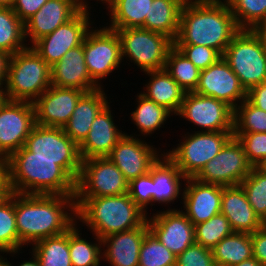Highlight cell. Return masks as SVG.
<instances>
[{"mask_svg":"<svg viewBox=\"0 0 266 266\" xmlns=\"http://www.w3.org/2000/svg\"><path fill=\"white\" fill-rule=\"evenodd\" d=\"M65 206L73 213L64 211ZM70 214L77 217L75 195L15 193L16 227L21 246L67 232L76 224Z\"/></svg>","mask_w":266,"mask_h":266,"instance_id":"6da1fadb","label":"cell"},{"mask_svg":"<svg viewBox=\"0 0 266 266\" xmlns=\"http://www.w3.org/2000/svg\"><path fill=\"white\" fill-rule=\"evenodd\" d=\"M239 31L227 2L186 0L174 44L203 45L215 49L222 56Z\"/></svg>","mask_w":266,"mask_h":266,"instance_id":"7a4b0ae2","label":"cell"},{"mask_svg":"<svg viewBox=\"0 0 266 266\" xmlns=\"http://www.w3.org/2000/svg\"><path fill=\"white\" fill-rule=\"evenodd\" d=\"M5 162L10 192L75 195L76 181L54 159L36 158L23 146Z\"/></svg>","mask_w":266,"mask_h":266,"instance_id":"3957f363","label":"cell"},{"mask_svg":"<svg viewBox=\"0 0 266 266\" xmlns=\"http://www.w3.org/2000/svg\"><path fill=\"white\" fill-rule=\"evenodd\" d=\"M76 216L103 239L109 235L140 227L146 213L131 199L121 194L105 197H75Z\"/></svg>","mask_w":266,"mask_h":266,"instance_id":"277c9868","label":"cell"},{"mask_svg":"<svg viewBox=\"0 0 266 266\" xmlns=\"http://www.w3.org/2000/svg\"><path fill=\"white\" fill-rule=\"evenodd\" d=\"M51 86V67L32 47L12 55L5 89L6 100L34 102Z\"/></svg>","mask_w":266,"mask_h":266,"instance_id":"5b68a950","label":"cell"},{"mask_svg":"<svg viewBox=\"0 0 266 266\" xmlns=\"http://www.w3.org/2000/svg\"><path fill=\"white\" fill-rule=\"evenodd\" d=\"M247 92L266 82V51L250 30H240L222 54Z\"/></svg>","mask_w":266,"mask_h":266,"instance_id":"8992f818","label":"cell"},{"mask_svg":"<svg viewBox=\"0 0 266 266\" xmlns=\"http://www.w3.org/2000/svg\"><path fill=\"white\" fill-rule=\"evenodd\" d=\"M24 147L36 158L54 159L75 181L81 170L79 146L60 127L35 124Z\"/></svg>","mask_w":266,"mask_h":266,"instance_id":"52a82bcc","label":"cell"},{"mask_svg":"<svg viewBox=\"0 0 266 266\" xmlns=\"http://www.w3.org/2000/svg\"><path fill=\"white\" fill-rule=\"evenodd\" d=\"M113 30L121 41L122 59L128 55L145 72L164 69L168 51L174 45L170 38L141 27Z\"/></svg>","mask_w":266,"mask_h":266,"instance_id":"ba28073f","label":"cell"},{"mask_svg":"<svg viewBox=\"0 0 266 266\" xmlns=\"http://www.w3.org/2000/svg\"><path fill=\"white\" fill-rule=\"evenodd\" d=\"M189 136V137H188ZM185 137L178 147L166 155L176 164L186 178H194L202 168L215 158L233 132L198 131Z\"/></svg>","mask_w":266,"mask_h":266,"instance_id":"9c48e42d","label":"cell"},{"mask_svg":"<svg viewBox=\"0 0 266 266\" xmlns=\"http://www.w3.org/2000/svg\"><path fill=\"white\" fill-rule=\"evenodd\" d=\"M129 182L107 157L81 161L75 197H105L128 193Z\"/></svg>","mask_w":266,"mask_h":266,"instance_id":"30bf717a","label":"cell"},{"mask_svg":"<svg viewBox=\"0 0 266 266\" xmlns=\"http://www.w3.org/2000/svg\"><path fill=\"white\" fill-rule=\"evenodd\" d=\"M35 124L32 102L5 100L0 105V159L21 149Z\"/></svg>","mask_w":266,"mask_h":266,"instance_id":"8fae6325","label":"cell"},{"mask_svg":"<svg viewBox=\"0 0 266 266\" xmlns=\"http://www.w3.org/2000/svg\"><path fill=\"white\" fill-rule=\"evenodd\" d=\"M252 167L247 161L242 144L232 137L194 178L207 184L235 186L240 185L249 175Z\"/></svg>","mask_w":266,"mask_h":266,"instance_id":"7c38bea8","label":"cell"},{"mask_svg":"<svg viewBox=\"0 0 266 266\" xmlns=\"http://www.w3.org/2000/svg\"><path fill=\"white\" fill-rule=\"evenodd\" d=\"M82 44L88 73L99 85L98 80L118 68L122 60L120 38L116 30L104 27L88 31Z\"/></svg>","mask_w":266,"mask_h":266,"instance_id":"4fadbf2b","label":"cell"},{"mask_svg":"<svg viewBox=\"0 0 266 266\" xmlns=\"http://www.w3.org/2000/svg\"><path fill=\"white\" fill-rule=\"evenodd\" d=\"M85 5L71 20L59 26L52 33L35 41L32 48L51 67L63 55L82 45L89 27V12Z\"/></svg>","mask_w":266,"mask_h":266,"instance_id":"5bb4252c","label":"cell"},{"mask_svg":"<svg viewBox=\"0 0 266 266\" xmlns=\"http://www.w3.org/2000/svg\"><path fill=\"white\" fill-rule=\"evenodd\" d=\"M177 115L206 128L205 132H233L234 110L213 97L187 92Z\"/></svg>","mask_w":266,"mask_h":266,"instance_id":"9a60e30c","label":"cell"},{"mask_svg":"<svg viewBox=\"0 0 266 266\" xmlns=\"http://www.w3.org/2000/svg\"><path fill=\"white\" fill-rule=\"evenodd\" d=\"M84 93L77 88L51 85L33 102L36 124L63 128Z\"/></svg>","mask_w":266,"mask_h":266,"instance_id":"2e32d148","label":"cell"},{"mask_svg":"<svg viewBox=\"0 0 266 266\" xmlns=\"http://www.w3.org/2000/svg\"><path fill=\"white\" fill-rule=\"evenodd\" d=\"M194 93L223 101L233 110L238 105L237 100L244 101L246 99L245 89L223 57L200 72L199 82Z\"/></svg>","mask_w":266,"mask_h":266,"instance_id":"e0dca14e","label":"cell"},{"mask_svg":"<svg viewBox=\"0 0 266 266\" xmlns=\"http://www.w3.org/2000/svg\"><path fill=\"white\" fill-rule=\"evenodd\" d=\"M149 231L174 255L195 243V226L185 212L167 210L147 219Z\"/></svg>","mask_w":266,"mask_h":266,"instance_id":"ac0fdd59","label":"cell"},{"mask_svg":"<svg viewBox=\"0 0 266 266\" xmlns=\"http://www.w3.org/2000/svg\"><path fill=\"white\" fill-rule=\"evenodd\" d=\"M152 146L134 136L124 135L107 156L130 182L150 172L152 165L159 159Z\"/></svg>","mask_w":266,"mask_h":266,"instance_id":"d6986e66","label":"cell"},{"mask_svg":"<svg viewBox=\"0 0 266 266\" xmlns=\"http://www.w3.org/2000/svg\"><path fill=\"white\" fill-rule=\"evenodd\" d=\"M87 3L81 0H48L24 22V34L32 43L71 20Z\"/></svg>","mask_w":266,"mask_h":266,"instance_id":"ffe728a7","label":"cell"},{"mask_svg":"<svg viewBox=\"0 0 266 266\" xmlns=\"http://www.w3.org/2000/svg\"><path fill=\"white\" fill-rule=\"evenodd\" d=\"M186 182L188 184L182 195L185 215L194 226L221 213L222 186L203 183L195 178H187Z\"/></svg>","mask_w":266,"mask_h":266,"instance_id":"44dd1931","label":"cell"},{"mask_svg":"<svg viewBox=\"0 0 266 266\" xmlns=\"http://www.w3.org/2000/svg\"><path fill=\"white\" fill-rule=\"evenodd\" d=\"M51 85L77 88L85 92L101 87L88 73L83 44L68 50L60 61L51 66Z\"/></svg>","mask_w":266,"mask_h":266,"instance_id":"7402d4cb","label":"cell"},{"mask_svg":"<svg viewBox=\"0 0 266 266\" xmlns=\"http://www.w3.org/2000/svg\"><path fill=\"white\" fill-rule=\"evenodd\" d=\"M107 104L96 116L85 140L79 145L81 160L94 157H107L118 141L125 135L120 132L112 120Z\"/></svg>","mask_w":266,"mask_h":266,"instance_id":"603a6c76","label":"cell"},{"mask_svg":"<svg viewBox=\"0 0 266 266\" xmlns=\"http://www.w3.org/2000/svg\"><path fill=\"white\" fill-rule=\"evenodd\" d=\"M221 213L234 232L252 234L264 225L248 202L241 185L222 186Z\"/></svg>","mask_w":266,"mask_h":266,"instance_id":"cb8c5ba5","label":"cell"},{"mask_svg":"<svg viewBox=\"0 0 266 266\" xmlns=\"http://www.w3.org/2000/svg\"><path fill=\"white\" fill-rule=\"evenodd\" d=\"M148 232L146 220L140 227L101 239L108 246L103 256L112 266H138L140 247Z\"/></svg>","mask_w":266,"mask_h":266,"instance_id":"d4e9b609","label":"cell"},{"mask_svg":"<svg viewBox=\"0 0 266 266\" xmlns=\"http://www.w3.org/2000/svg\"><path fill=\"white\" fill-rule=\"evenodd\" d=\"M103 91L100 87L85 92L78 100L68 123L63 127L65 134L78 146L87 137L96 116L108 104Z\"/></svg>","mask_w":266,"mask_h":266,"instance_id":"484cf974","label":"cell"},{"mask_svg":"<svg viewBox=\"0 0 266 266\" xmlns=\"http://www.w3.org/2000/svg\"><path fill=\"white\" fill-rule=\"evenodd\" d=\"M146 73L151 76V80L146 86V93L143 92L141 94L177 115L186 92L165 69Z\"/></svg>","mask_w":266,"mask_h":266,"instance_id":"4316f807","label":"cell"},{"mask_svg":"<svg viewBox=\"0 0 266 266\" xmlns=\"http://www.w3.org/2000/svg\"><path fill=\"white\" fill-rule=\"evenodd\" d=\"M158 159L151 167L153 177L152 202L168 203L174 201L180 194V178H187L178 169L176 164L167 156Z\"/></svg>","mask_w":266,"mask_h":266,"instance_id":"83f0119b","label":"cell"},{"mask_svg":"<svg viewBox=\"0 0 266 266\" xmlns=\"http://www.w3.org/2000/svg\"><path fill=\"white\" fill-rule=\"evenodd\" d=\"M186 0H153L149 17L141 27L162 33L173 42L179 32L180 13Z\"/></svg>","mask_w":266,"mask_h":266,"instance_id":"f1b7e54d","label":"cell"},{"mask_svg":"<svg viewBox=\"0 0 266 266\" xmlns=\"http://www.w3.org/2000/svg\"><path fill=\"white\" fill-rule=\"evenodd\" d=\"M111 12L110 29L142 27L149 17L153 0H105Z\"/></svg>","mask_w":266,"mask_h":266,"instance_id":"f546056e","label":"cell"},{"mask_svg":"<svg viewBox=\"0 0 266 266\" xmlns=\"http://www.w3.org/2000/svg\"><path fill=\"white\" fill-rule=\"evenodd\" d=\"M216 266H233L253 257L251 234L233 232L213 249Z\"/></svg>","mask_w":266,"mask_h":266,"instance_id":"4dcf8cb0","label":"cell"},{"mask_svg":"<svg viewBox=\"0 0 266 266\" xmlns=\"http://www.w3.org/2000/svg\"><path fill=\"white\" fill-rule=\"evenodd\" d=\"M33 254L40 266H72L69 252V230L34 243Z\"/></svg>","mask_w":266,"mask_h":266,"instance_id":"1f68e13d","label":"cell"},{"mask_svg":"<svg viewBox=\"0 0 266 266\" xmlns=\"http://www.w3.org/2000/svg\"><path fill=\"white\" fill-rule=\"evenodd\" d=\"M164 69L186 93L195 91L201 71L174 45L168 51Z\"/></svg>","mask_w":266,"mask_h":266,"instance_id":"d6a6232c","label":"cell"},{"mask_svg":"<svg viewBox=\"0 0 266 266\" xmlns=\"http://www.w3.org/2000/svg\"><path fill=\"white\" fill-rule=\"evenodd\" d=\"M24 23L12 8L0 7V50L11 55L26 49Z\"/></svg>","mask_w":266,"mask_h":266,"instance_id":"836d02e7","label":"cell"},{"mask_svg":"<svg viewBox=\"0 0 266 266\" xmlns=\"http://www.w3.org/2000/svg\"><path fill=\"white\" fill-rule=\"evenodd\" d=\"M21 241L18 236L15 216V193L0 202V252L18 253Z\"/></svg>","mask_w":266,"mask_h":266,"instance_id":"e575fe53","label":"cell"},{"mask_svg":"<svg viewBox=\"0 0 266 266\" xmlns=\"http://www.w3.org/2000/svg\"><path fill=\"white\" fill-rule=\"evenodd\" d=\"M137 109L132 112L131 117L142 134H150L160 128L170 116V111L147 99L144 95H138Z\"/></svg>","mask_w":266,"mask_h":266,"instance_id":"d590c367","label":"cell"},{"mask_svg":"<svg viewBox=\"0 0 266 266\" xmlns=\"http://www.w3.org/2000/svg\"><path fill=\"white\" fill-rule=\"evenodd\" d=\"M75 224L69 229V252L72 266H99L102 247L101 239L96 236L98 244L80 238ZM100 245V246H99Z\"/></svg>","mask_w":266,"mask_h":266,"instance_id":"8d00e7d4","label":"cell"},{"mask_svg":"<svg viewBox=\"0 0 266 266\" xmlns=\"http://www.w3.org/2000/svg\"><path fill=\"white\" fill-rule=\"evenodd\" d=\"M255 214L266 221V173L253 166L249 175L240 183Z\"/></svg>","mask_w":266,"mask_h":266,"instance_id":"74e56055","label":"cell"},{"mask_svg":"<svg viewBox=\"0 0 266 266\" xmlns=\"http://www.w3.org/2000/svg\"><path fill=\"white\" fill-rule=\"evenodd\" d=\"M233 133H266V111L241 101L234 109Z\"/></svg>","mask_w":266,"mask_h":266,"instance_id":"f35d334b","label":"cell"},{"mask_svg":"<svg viewBox=\"0 0 266 266\" xmlns=\"http://www.w3.org/2000/svg\"><path fill=\"white\" fill-rule=\"evenodd\" d=\"M225 2L228 3L240 30H250L266 19V0H225Z\"/></svg>","mask_w":266,"mask_h":266,"instance_id":"ab89813d","label":"cell"},{"mask_svg":"<svg viewBox=\"0 0 266 266\" xmlns=\"http://www.w3.org/2000/svg\"><path fill=\"white\" fill-rule=\"evenodd\" d=\"M233 232L227 218L219 213L209 220L195 225V243L213 249L223 238Z\"/></svg>","mask_w":266,"mask_h":266,"instance_id":"60d3db41","label":"cell"},{"mask_svg":"<svg viewBox=\"0 0 266 266\" xmlns=\"http://www.w3.org/2000/svg\"><path fill=\"white\" fill-rule=\"evenodd\" d=\"M176 258L150 231L140 247L138 266H176Z\"/></svg>","mask_w":266,"mask_h":266,"instance_id":"b9f144b4","label":"cell"},{"mask_svg":"<svg viewBox=\"0 0 266 266\" xmlns=\"http://www.w3.org/2000/svg\"><path fill=\"white\" fill-rule=\"evenodd\" d=\"M233 137L242 144L252 166H258L266 159V133H233Z\"/></svg>","mask_w":266,"mask_h":266,"instance_id":"7bdbcfd3","label":"cell"},{"mask_svg":"<svg viewBox=\"0 0 266 266\" xmlns=\"http://www.w3.org/2000/svg\"><path fill=\"white\" fill-rule=\"evenodd\" d=\"M200 71L205 70L222 57L215 49L193 44H174Z\"/></svg>","mask_w":266,"mask_h":266,"instance_id":"ee69618b","label":"cell"},{"mask_svg":"<svg viewBox=\"0 0 266 266\" xmlns=\"http://www.w3.org/2000/svg\"><path fill=\"white\" fill-rule=\"evenodd\" d=\"M176 266H216L212 249L193 243L176 258Z\"/></svg>","mask_w":266,"mask_h":266,"instance_id":"f6af8a7d","label":"cell"},{"mask_svg":"<svg viewBox=\"0 0 266 266\" xmlns=\"http://www.w3.org/2000/svg\"><path fill=\"white\" fill-rule=\"evenodd\" d=\"M131 199L146 212V206L152 202L153 177L150 173L133 179L128 184ZM150 202V203H149Z\"/></svg>","mask_w":266,"mask_h":266,"instance_id":"bcb514c9","label":"cell"},{"mask_svg":"<svg viewBox=\"0 0 266 266\" xmlns=\"http://www.w3.org/2000/svg\"><path fill=\"white\" fill-rule=\"evenodd\" d=\"M48 0H14L12 10L24 23L33 16Z\"/></svg>","mask_w":266,"mask_h":266,"instance_id":"7dc6e473","label":"cell"},{"mask_svg":"<svg viewBox=\"0 0 266 266\" xmlns=\"http://www.w3.org/2000/svg\"><path fill=\"white\" fill-rule=\"evenodd\" d=\"M253 257L266 266V226L251 234Z\"/></svg>","mask_w":266,"mask_h":266,"instance_id":"c3c4849f","label":"cell"},{"mask_svg":"<svg viewBox=\"0 0 266 266\" xmlns=\"http://www.w3.org/2000/svg\"><path fill=\"white\" fill-rule=\"evenodd\" d=\"M246 99L254 106L266 111V82L250 88L246 92Z\"/></svg>","mask_w":266,"mask_h":266,"instance_id":"681fc988","label":"cell"},{"mask_svg":"<svg viewBox=\"0 0 266 266\" xmlns=\"http://www.w3.org/2000/svg\"><path fill=\"white\" fill-rule=\"evenodd\" d=\"M11 57L8 52L0 50V85L6 84Z\"/></svg>","mask_w":266,"mask_h":266,"instance_id":"f907efd6","label":"cell"},{"mask_svg":"<svg viewBox=\"0 0 266 266\" xmlns=\"http://www.w3.org/2000/svg\"><path fill=\"white\" fill-rule=\"evenodd\" d=\"M250 31L259 40L261 47L266 51V19L257 23Z\"/></svg>","mask_w":266,"mask_h":266,"instance_id":"816d5d0a","label":"cell"},{"mask_svg":"<svg viewBox=\"0 0 266 266\" xmlns=\"http://www.w3.org/2000/svg\"><path fill=\"white\" fill-rule=\"evenodd\" d=\"M9 194H10L9 185L7 183V180L5 179L0 184V202H2Z\"/></svg>","mask_w":266,"mask_h":266,"instance_id":"f5cc1de1","label":"cell"},{"mask_svg":"<svg viewBox=\"0 0 266 266\" xmlns=\"http://www.w3.org/2000/svg\"><path fill=\"white\" fill-rule=\"evenodd\" d=\"M233 266H264V265H262L256 258L252 257Z\"/></svg>","mask_w":266,"mask_h":266,"instance_id":"db71d44e","label":"cell"},{"mask_svg":"<svg viewBox=\"0 0 266 266\" xmlns=\"http://www.w3.org/2000/svg\"><path fill=\"white\" fill-rule=\"evenodd\" d=\"M6 179V162L0 159V184Z\"/></svg>","mask_w":266,"mask_h":266,"instance_id":"11a10c76","label":"cell"},{"mask_svg":"<svg viewBox=\"0 0 266 266\" xmlns=\"http://www.w3.org/2000/svg\"><path fill=\"white\" fill-rule=\"evenodd\" d=\"M33 261H25V262H23L21 265H19V266H40V263H39V260H38V258L36 257V255L35 254H33Z\"/></svg>","mask_w":266,"mask_h":266,"instance_id":"9f6ffc18","label":"cell"},{"mask_svg":"<svg viewBox=\"0 0 266 266\" xmlns=\"http://www.w3.org/2000/svg\"><path fill=\"white\" fill-rule=\"evenodd\" d=\"M14 0H0V7L12 8Z\"/></svg>","mask_w":266,"mask_h":266,"instance_id":"6f0895ef","label":"cell"},{"mask_svg":"<svg viewBox=\"0 0 266 266\" xmlns=\"http://www.w3.org/2000/svg\"><path fill=\"white\" fill-rule=\"evenodd\" d=\"M1 88H2V85H0V105L6 100L5 90Z\"/></svg>","mask_w":266,"mask_h":266,"instance_id":"680465c9","label":"cell"},{"mask_svg":"<svg viewBox=\"0 0 266 266\" xmlns=\"http://www.w3.org/2000/svg\"><path fill=\"white\" fill-rule=\"evenodd\" d=\"M257 167L266 173V159H264Z\"/></svg>","mask_w":266,"mask_h":266,"instance_id":"91938a15","label":"cell"},{"mask_svg":"<svg viewBox=\"0 0 266 266\" xmlns=\"http://www.w3.org/2000/svg\"><path fill=\"white\" fill-rule=\"evenodd\" d=\"M0 257H1V258H0V266H12V265L10 264V262L5 261V259L2 260L3 257H2V256H0Z\"/></svg>","mask_w":266,"mask_h":266,"instance_id":"94428289","label":"cell"}]
</instances>
